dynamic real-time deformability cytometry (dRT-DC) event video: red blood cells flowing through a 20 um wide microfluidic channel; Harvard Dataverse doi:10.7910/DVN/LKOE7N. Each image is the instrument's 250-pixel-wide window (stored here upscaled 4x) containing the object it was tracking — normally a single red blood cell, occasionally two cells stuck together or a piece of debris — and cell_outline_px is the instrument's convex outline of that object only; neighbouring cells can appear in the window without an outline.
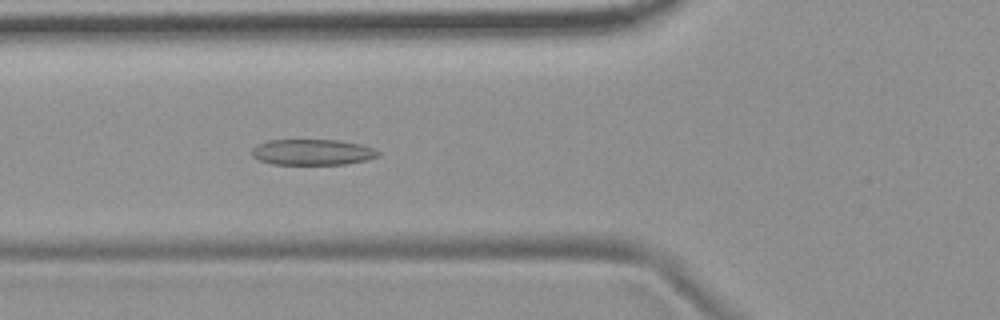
{"species": "common noctule bat (a hibernating species)", "species_latin": "Nyctalus noctula", "temperature_condition": "room temperature", "stored_images_in_passage": 41, "camera_frame_rate_fps": 3000, "um_per_image_px": 0.085, "animal": {"sex": "female", "body_mass_g": 19.9}, "frame": {"image": 1, "passage_image": 7, "time_ms": 2.0, "image_size_px": [1000, 320], "cell_outline_px": [[380, 152], [376, 156], [364, 160], [348, 164], [272, 164], [260, 160], [252, 156], [252, 148], [256, 144], [268, 140], [340, 140], [360, 144], [376, 148]], "centroid_in_image_um": [26.54, 12.92], "position_along_channel_um": 99.3, "area_um2": 19.02}}
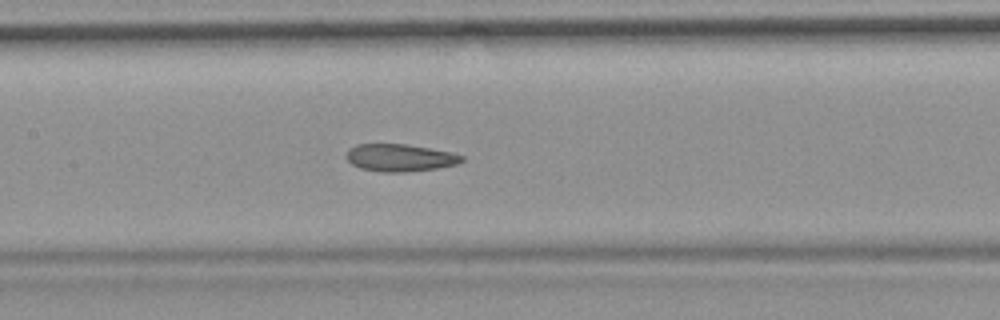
{"frame": {"image": 2, "passage_image": 13, "time_ms": 4.0, "image_size_px": [1000, 320], "cell_outline_px": [[464, 160], [456, 164], [436, 168], [404, 172], [380, 172], [360, 168], [352, 164], [344, 156], [348, 148], [356, 144], [404, 144], [452, 152], [464, 156]], "centroid_in_image_um": [33.95, 13.4], "position_along_channel_um": 173.5, "area_um2": 18.44}}
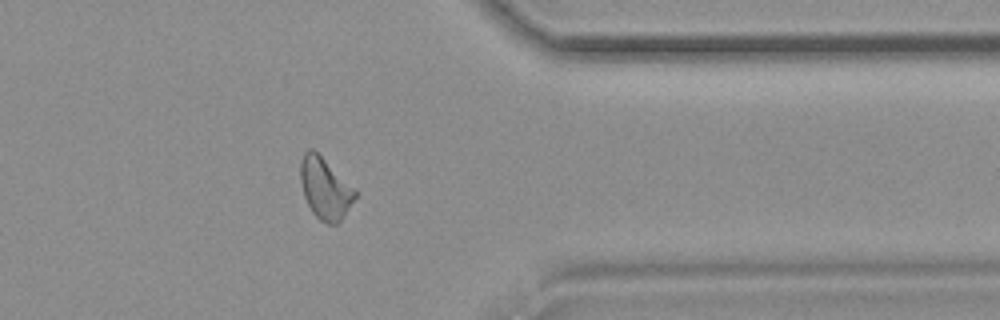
{"frame": {"image": 3, "passage_image": 31, "time_ms": 10.0, "image_size_px": [1000, 320], "cell_outline_px": [[356, 196], [340, 220], [336, 224], [328, 224], [320, 220], [312, 212], [304, 196], [300, 180], [300, 160], [304, 152], [308, 148], [312, 148], [356, 188]], "centroid_in_image_um": [27.61, 15.98], "position_along_channel_um": 383.8, "area_um2": 19.42}, "authors_computed_cell_mechanics": {"area_um2": 19.1318, "velocity_mm_per_s": 3.6958, "shape_relaxation_time_tau1_ms": null, "shape_relaxation_time_tau2_ms": 2.5282, "deformation_change_tau1": null, "deformation_change_tau2": 0.0872}}